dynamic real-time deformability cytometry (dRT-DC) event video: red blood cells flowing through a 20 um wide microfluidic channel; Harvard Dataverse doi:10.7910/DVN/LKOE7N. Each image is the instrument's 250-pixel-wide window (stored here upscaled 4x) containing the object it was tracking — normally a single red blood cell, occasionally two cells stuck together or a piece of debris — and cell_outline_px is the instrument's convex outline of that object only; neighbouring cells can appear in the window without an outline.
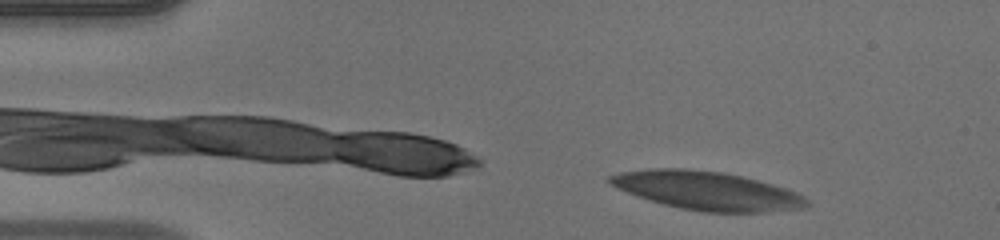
{"species": "human", "species_latin": "Homo sapiens", "temperature_condition": "warm", "stored_images_in_passage": 45, "camera_frame_rate_fps": 3000, "um_per_image_px": 0.085, "donor": {"sex": "male"}, "frame": {"image": 1, "passage_image": 3, "time_ms": 0.667, "image_size_px": [1000, 240], "cell_outline_px": [[812, 204], [808, 208], [760, 212], [704, 212], [680, 208], [648, 200], [636, 196], [616, 188], [608, 184], [604, 180], [608, 176], [620, 172], [648, 168], [684, 168], [724, 172], [788, 188], [804, 196]], "centroid_in_image_um": [60.07, 16.2], "position_along_channel_um": 24.9, "area_um2": 44.62}}
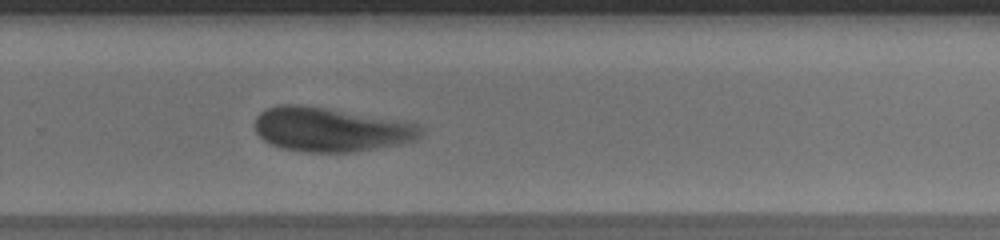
{"frame": {"image": 2, "passage_image": 29, "time_ms": 9.333, "image_size_px": [1000, 240], "cell_outline_px": [[424, 132], [416, 140], [400, 144], [352, 152], [308, 152], [280, 148], [264, 140], [256, 132], [256, 116], [264, 108], [280, 104], [300, 104], [328, 108], [400, 120], [416, 124], [424, 128]], "centroid_in_image_um": [28.11, 11.0], "position_along_channel_um": 301.7, "area_um2": 42.89}}
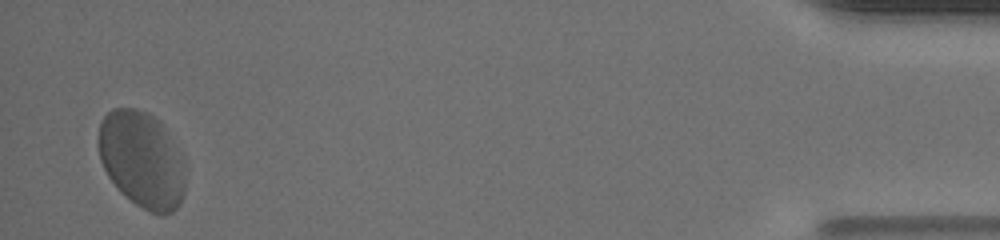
{"frame": {"image": 3, "passage_image": 44, "time_ms": 14.333, "image_size_px": [1000, 240], "cell_outline_px": [[184, 192], [176, 208], [172, 212], [164, 216], [152, 212], [136, 204], [108, 176], [100, 160], [100, 120], [112, 108], [136, 108], [160, 120], [176, 148], [184, 164]], "centroid_in_image_um": [12.07, 13.55], "position_along_channel_um": 423.1, "area_um2": 47.86}, "authors_computed_cell_mechanics": {"area_um2": 42.8298, "velocity_mm_per_s": 4.0829, "shape_relaxation_time_tau1_ms": 6.9205, "shape_relaxation_time_tau2_ms": 1.3153, "deformation_change_tau1": 0.2314, "deformation_change_tau2": 0.0779}}